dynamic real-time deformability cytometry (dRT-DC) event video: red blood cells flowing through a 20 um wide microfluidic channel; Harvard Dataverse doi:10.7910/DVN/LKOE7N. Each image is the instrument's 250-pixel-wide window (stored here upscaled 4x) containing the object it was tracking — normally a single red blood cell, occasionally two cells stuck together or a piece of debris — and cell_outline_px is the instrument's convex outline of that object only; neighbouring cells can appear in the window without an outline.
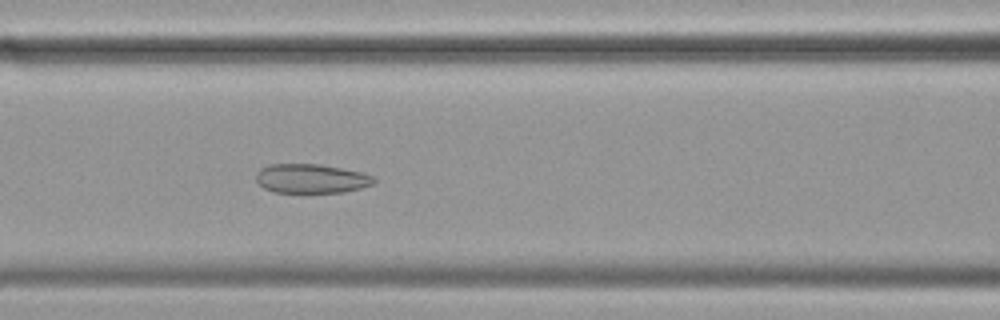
{"species": "common noctule bat (a hibernating species)", "species_latin": "Nyctalus noctula", "temperature_condition": "cold", "stored_images_in_passage": 43, "segment_of_instrument_passage": [1, 2], "camera_frame_rate_fps": 3000, "um_per_image_px": 0.085, "animal": {"sex": "female", "body_mass_g": 19.9}, "frame": {"image": 1, "passage_image": 10, "time_ms": 3.0, "image_size_px": [1000, 320], "cell_outline_px": [[376, 180], [372, 184], [360, 188], [344, 192], [272, 192], [264, 188], [256, 180], [256, 172], [260, 168], [268, 164], [320, 164], [364, 172], [372, 176]], "centroid_in_image_um": [26.44, 15.17], "position_along_channel_um": 140.2, "area_um2": 20.11}}
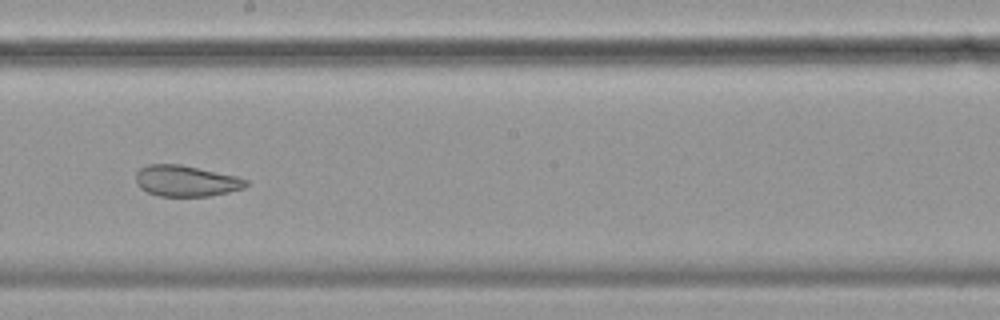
{"frame": {"image": 2, "passage_image": 18, "time_ms": 5.667, "image_size_px": [1000, 320], "cell_outline_px": [[248, 184], [244, 188], [228, 192], [208, 196], [160, 196], [148, 192], [140, 188], [136, 184], [136, 172], [140, 168], [148, 164], [180, 164], [236, 176], [248, 180]], "centroid_in_image_um": [15.79, 15.37], "position_along_channel_um": 232.4, "area_um2": 19.88}}
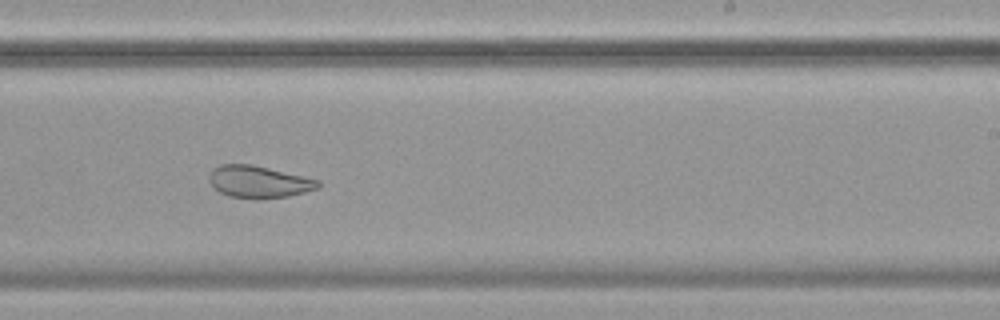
{"frame": {"image": 3, "passage_image": 21, "time_ms": 6.667, "image_size_px": [1000, 320], "cell_outline_px": [[320, 188], [288, 196], [260, 200], [256, 200], [228, 196], [220, 192], [208, 180], [208, 176], [212, 168], [220, 164], [252, 164], [320, 180]], "centroid_in_image_um": [21.98, 15.46], "position_along_channel_um": 267.0, "area_um2": 20.63}}